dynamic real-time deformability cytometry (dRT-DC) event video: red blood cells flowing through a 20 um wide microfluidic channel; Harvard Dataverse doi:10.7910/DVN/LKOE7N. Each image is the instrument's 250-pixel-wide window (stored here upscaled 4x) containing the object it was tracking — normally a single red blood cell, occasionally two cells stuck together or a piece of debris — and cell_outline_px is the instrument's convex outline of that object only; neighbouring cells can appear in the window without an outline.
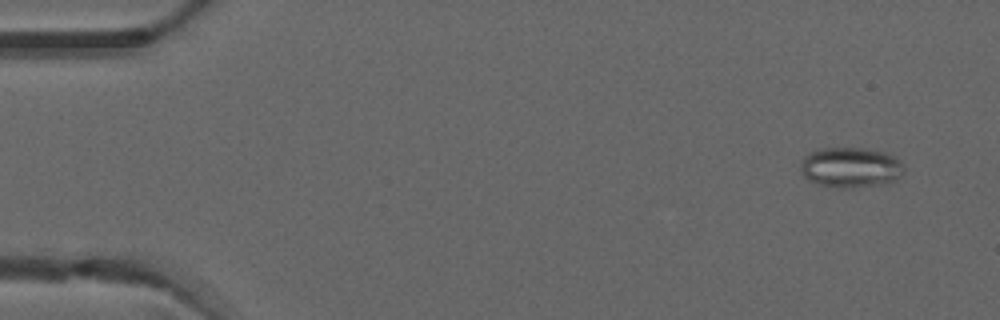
{"species": "common noctule bat (a hibernating species)", "species_latin": "Nyctalus noctula", "temperature_condition": "warm", "stored_images_in_passage": 4, "camera_frame_rate_fps": 3000, "um_per_image_px": 0.085, "animal": {"sex": "male", "forearm_length_mm": 52.5}, "frame": {"image": 1, "passage_image": 1, "time_ms": 0.0, "image_size_px": [1000, 320], "cell_outline_px": [[904, 172], [896, 180], [880, 184], [852, 188], [840, 188], [820, 184], [808, 180], [804, 176], [800, 168], [804, 156], [808, 152], [820, 148], [864, 148], [884, 152], [900, 160], [904, 164]], "centroid_in_image_um": [72.3, 14.22], "position_along_channel_um": 12.7, "area_um2": 24.33}}
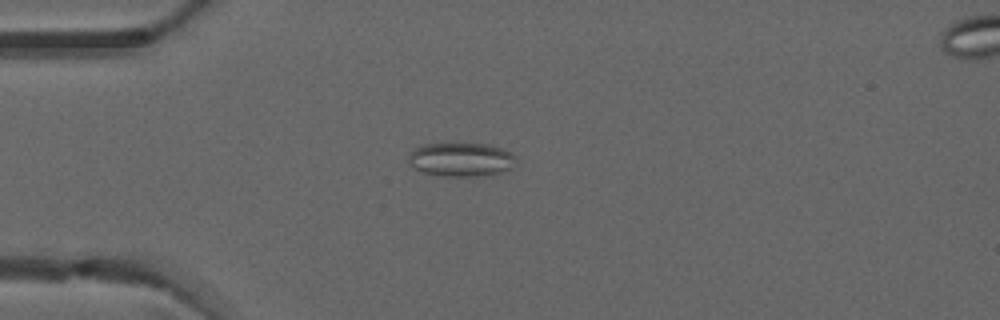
{"frame": {"image": 2, "passage_image": 3, "time_ms": 0.667, "image_size_px": [1000, 320], "cell_outline_px": [[516, 160], [512, 168], [500, 172], [476, 176], [444, 176], [424, 172], [408, 164], [408, 156], [416, 148], [424, 144], [488, 144], [512, 152], [516, 156]], "centroid_in_image_um": [39.21, 13.56], "position_along_channel_um": 45.8, "area_um2": 20.98}}